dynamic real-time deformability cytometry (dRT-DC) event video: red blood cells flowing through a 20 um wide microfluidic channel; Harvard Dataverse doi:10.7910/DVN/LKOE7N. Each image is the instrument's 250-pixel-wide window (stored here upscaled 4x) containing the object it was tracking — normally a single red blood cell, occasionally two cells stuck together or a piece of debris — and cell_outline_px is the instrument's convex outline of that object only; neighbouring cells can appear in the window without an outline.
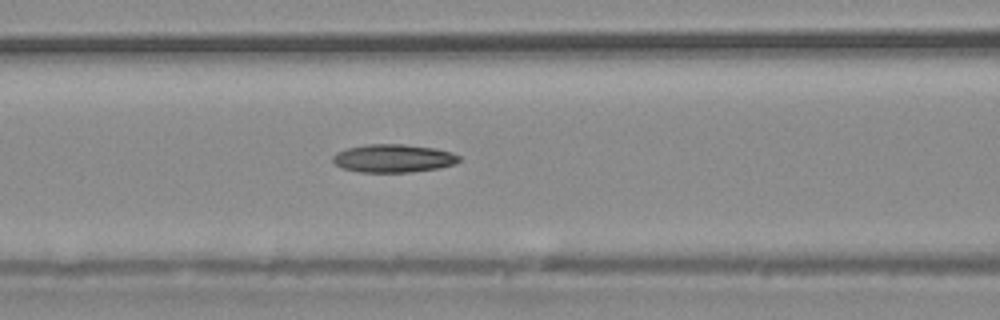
{"species": "common noctule bat (a hibernating species)", "species_latin": "Nyctalus noctula", "temperature_condition": "warm", "stored_images_in_passage": 27, "camera_frame_rate_fps": 3000, "um_per_image_px": 0.085, "animal": {"sex": "male", "body_mass_g": 20.4}, "frame": {"image": 1, "passage_image": 8, "time_ms": 2.333, "image_size_px": [1000, 320], "cell_outline_px": [[460, 160], [456, 164], [440, 168], [408, 172], [360, 172], [340, 168], [332, 160], [332, 156], [336, 152], [344, 148], [368, 144], [404, 144], [436, 148], [452, 152], [460, 156]], "centroid_in_image_um": [33.43, 13.45], "position_along_channel_um": 133.2, "area_um2": 20.98}}